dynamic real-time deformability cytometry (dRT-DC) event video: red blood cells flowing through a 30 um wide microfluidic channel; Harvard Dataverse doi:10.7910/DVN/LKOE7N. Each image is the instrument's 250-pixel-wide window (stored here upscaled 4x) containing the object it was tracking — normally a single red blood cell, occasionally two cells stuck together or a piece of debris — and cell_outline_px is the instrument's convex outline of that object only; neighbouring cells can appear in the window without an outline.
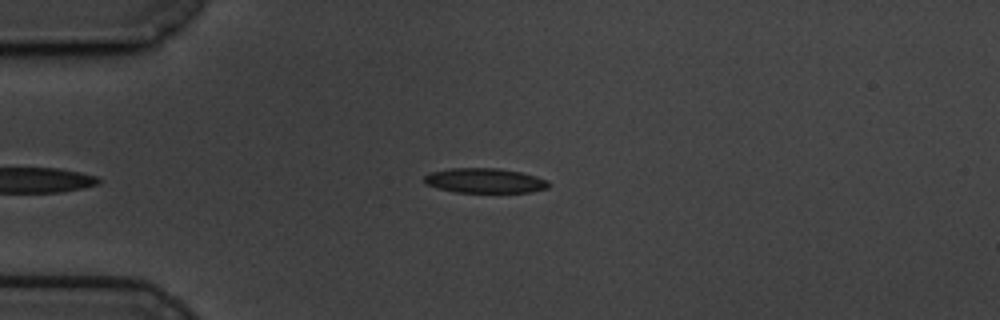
{"species": "common noctule bat (a hibernating species)", "species_latin": "Nyctalus noctula", "temperature_condition": "cold", "stored_images_in_passage": 42, "camera_frame_rate_fps": 3000, "um_per_image_px": 0.085, "animal": {"sex": "male", "body_mass_g": 19.5, "forearm_length_mm": 54.6}, "frame": {"image": 1, "passage_image": 2, "time_ms": 0.333, "image_size_px": [1000, 320], "cell_outline_px": [[548, 188], [532, 192], [456, 192], [424, 184], [424, 176], [428, 172], [452, 168], [500, 168], [520, 172], [536, 176], [548, 180]], "centroid_in_image_um": [41.19, 15.34], "position_along_channel_um": 43.8, "area_um2": 17.98}}
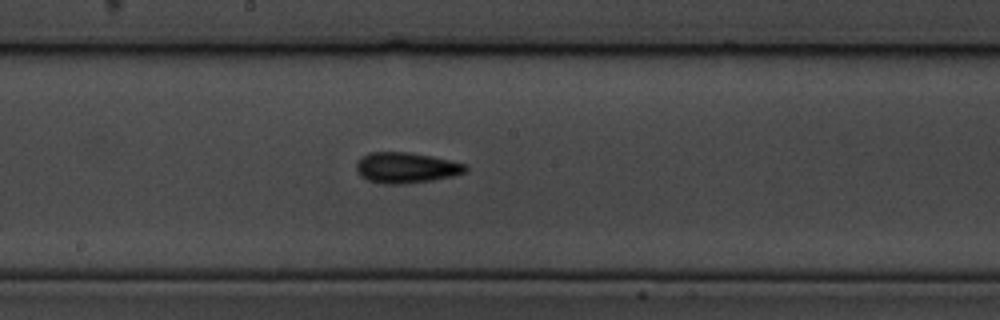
{"frame": {"image": 2, "passage_image": 19, "time_ms": 6.0, "image_size_px": [1000, 320], "cell_outline_px": [[468, 172], [452, 176], [432, 180], [400, 184], [384, 184], [368, 180], [360, 176], [356, 168], [356, 164], [360, 156], [368, 152], [408, 152], [432, 156], [464, 164], [468, 168]], "centroid_in_image_um": [34.49, 14.25], "position_along_channel_um": 213.7, "area_um2": 19.54}}
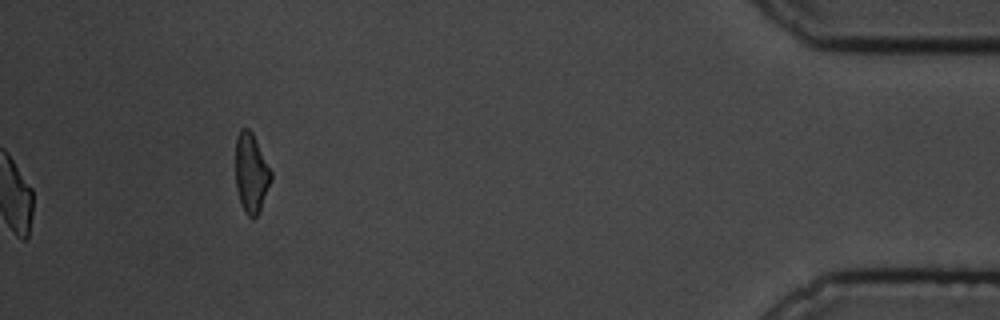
{"frame": {"image": 3, "passage_image": 42, "time_ms": 13.667, "image_size_px": [1000, 320], "cell_outline_px": [[272, 180], [260, 212], [256, 216], [248, 216], [244, 212], [236, 188], [236, 136], [240, 128], [248, 128], [252, 132], [272, 172]], "centroid_in_image_um": [21.36, 14.71], "position_along_channel_um": 413.8, "area_um2": 16.47}, "authors_computed_cell_mechanics": {"area_um2": 18.207, "velocity_mm_per_s": 3.3908, "shape_relaxation_time_tau1_ms": 6.8587, "shape_relaxation_time_tau2_ms": 10.7883, "deformation_change_tau1": 0.1726, "deformation_change_tau2": 0.2135}}